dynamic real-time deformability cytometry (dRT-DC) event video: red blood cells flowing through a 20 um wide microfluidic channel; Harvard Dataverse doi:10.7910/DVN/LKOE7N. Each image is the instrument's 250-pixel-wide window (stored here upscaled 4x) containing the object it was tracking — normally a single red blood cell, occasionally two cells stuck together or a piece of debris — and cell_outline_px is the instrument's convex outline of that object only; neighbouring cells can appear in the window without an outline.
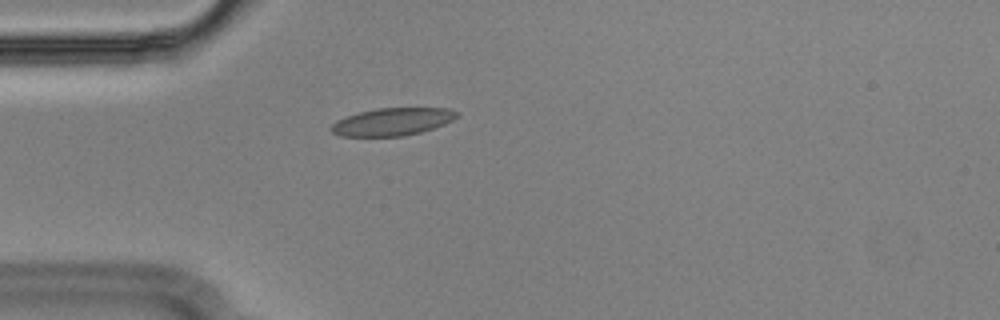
{"species": "Egyptian fruit bat (a non-hibernating species)", "species_latin": "Rousettus aegyptiacus", "temperature_condition": "cold", "stored_images_in_passage": 41, "camera_frame_rate_fps": 3000, "um_per_image_px": 0.085, "animal": {"sex": "male"}, "frame": {"image": 1, "passage_image": 1, "time_ms": 0.0, "image_size_px": [1000, 320], "cell_outline_px": [[460, 116], [444, 124], [420, 132], [404, 136], [340, 136], [332, 132], [328, 128], [336, 120], [360, 112], [376, 108], [448, 108], [460, 112]], "centroid_in_image_um": [33.36, 10.34], "position_along_channel_um": 51.6, "area_um2": 20.23}}
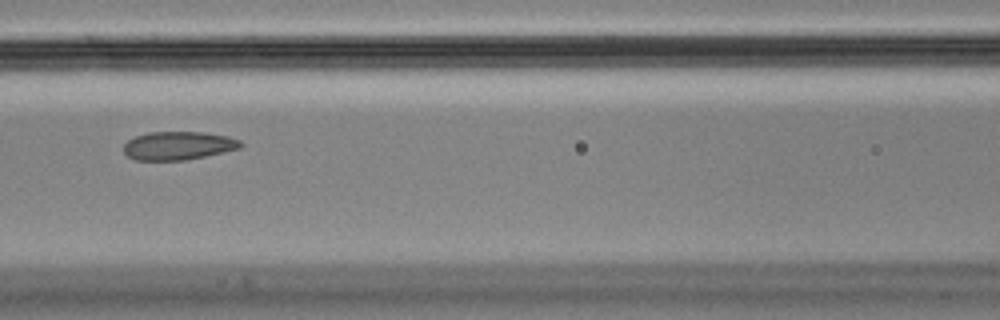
{"frame": {"image": 2, "passage_image": 10, "time_ms": 3.0, "image_size_px": [1000, 320], "cell_outline_px": [[244, 144], [240, 148], [188, 160], [136, 160], [128, 156], [124, 152], [124, 144], [128, 140], [136, 136], [148, 132], [204, 132], [228, 136], [240, 140]], "centroid_in_image_um": [15.17, 12.38], "position_along_channel_um": 151.4, "area_um2": 19.36}}
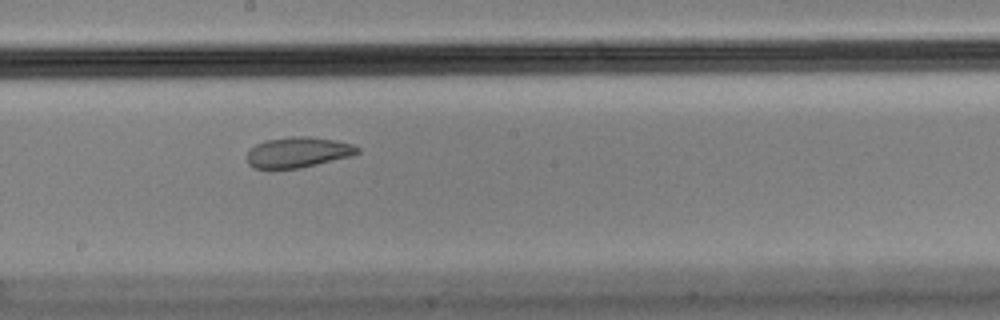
{"frame": {"image": 3, "passage_image": 16, "time_ms": 5.0, "image_size_px": [1000, 320], "cell_outline_px": [[360, 152], [352, 156], [300, 168], [252, 168], [248, 164], [248, 152], [256, 144], [264, 140], [292, 136], [308, 136], [336, 140], [352, 144], [360, 148]], "centroid_in_image_um": [25.36, 12.93], "position_along_channel_um": 222.8, "area_um2": 19.65}}